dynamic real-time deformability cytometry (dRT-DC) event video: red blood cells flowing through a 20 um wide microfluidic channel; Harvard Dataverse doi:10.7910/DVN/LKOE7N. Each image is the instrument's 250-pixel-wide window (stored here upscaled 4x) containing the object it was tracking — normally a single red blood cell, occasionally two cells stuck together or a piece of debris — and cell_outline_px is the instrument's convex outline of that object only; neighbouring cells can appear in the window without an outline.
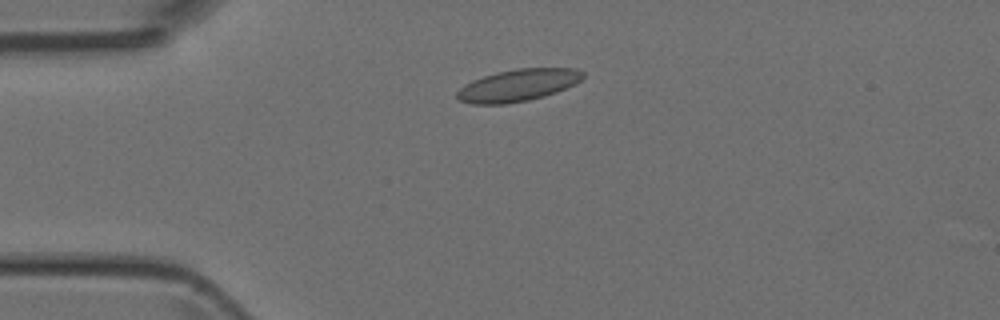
{"species": "Egyptian fruit bat (a non-hibernating species)", "species_latin": "Rousettus aegyptiacus", "temperature_condition": "room temperature", "stored_images_in_passage": 3, "camera_frame_rate_fps": 3000, "um_per_image_px": 0.085, "animal": {"sex": "female"}, "frame": {"image": 1, "passage_image": 3, "time_ms": 2.333, "image_size_px": [1000, 320], "cell_outline_px": [[584, 76], [576, 84], [556, 92], [544, 96], [528, 100], [504, 104], [472, 104], [460, 100], [456, 96], [456, 92], [464, 84], [472, 80], [496, 72], [516, 68], [576, 68], [584, 72]], "centroid_in_image_um": [44.03, 7.24], "position_along_channel_um": 41.0, "area_um2": 23.58}}